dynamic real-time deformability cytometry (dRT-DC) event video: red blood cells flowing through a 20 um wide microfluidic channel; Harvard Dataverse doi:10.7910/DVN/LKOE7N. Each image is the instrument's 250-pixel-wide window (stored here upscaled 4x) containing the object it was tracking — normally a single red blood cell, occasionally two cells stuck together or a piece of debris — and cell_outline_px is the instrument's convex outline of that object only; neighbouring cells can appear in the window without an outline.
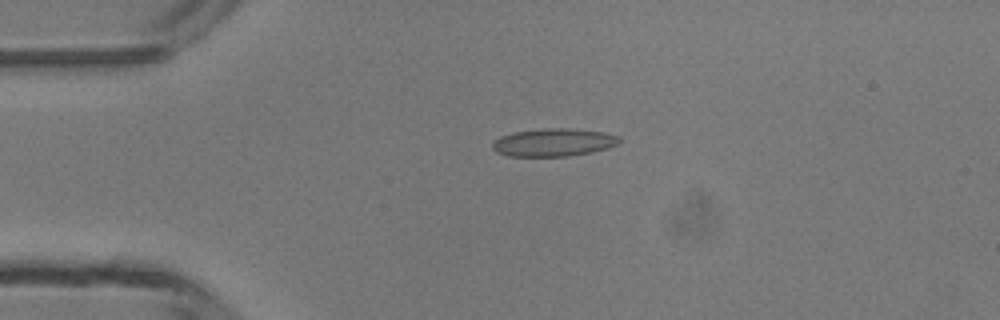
{"species": "common noctule bat (a hibernating species)", "species_latin": "Nyctalus noctula", "temperature_condition": "room temperature", "stored_images_in_passage": 3, "camera_frame_rate_fps": 3000, "um_per_image_px": 0.085, "animal": {"sex": "male", "body_mass_g": 13.3}, "frame": {"image": 1, "passage_image": 2, "time_ms": 1.333, "image_size_px": [1000, 320], "cell_outline_px": [[620, 140], [616, 144], [608, 148], [592, 152], [568, 156], [508, 156], [496, 152], [492, 148], [492, 144], [500, 136], [516, 132], [544, 128], [568, 128], [604, 132], [620, 136]], "centroid_in_image_um": [47.06, 12.1], "position_along_channel_um": 37.9, "area_um2": 20.52}}